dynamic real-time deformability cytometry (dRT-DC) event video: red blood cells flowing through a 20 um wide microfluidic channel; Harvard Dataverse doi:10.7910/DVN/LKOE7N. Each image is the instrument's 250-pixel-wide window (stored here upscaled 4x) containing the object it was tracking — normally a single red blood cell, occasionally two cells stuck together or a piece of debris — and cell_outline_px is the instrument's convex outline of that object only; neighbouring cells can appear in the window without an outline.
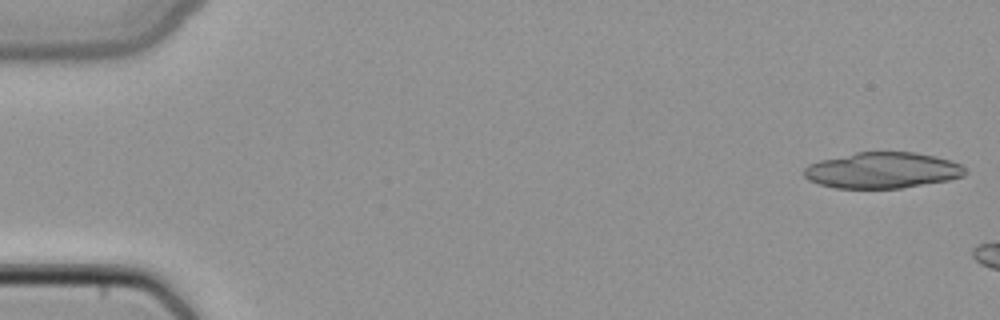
{"species": "common noctule bat (a hibernating species)", "species_latin": "Nyctalus noctula", "temperature_condition": "cold", "stored_images_in_passage": 6, "camera_frame_rate_fps": 3000, "um_per_image_px": 0.085, "animal": {"sex": "female", "body_mass_g": 22.7, "forearm_length_mm": 54.2}, "frame": {"image": 1, "passage_image": 1, "time_ms": 0.0, "image_size_px": [1000, 320], "cell_outline_px": [[968, 172], [964, 176], [948, 180], [900, 188], [836, 188], [820, 184], [808, 180], [804, 176], [804, 168], [808, 164], [820, 160], [856, 152], [916, 152], [936, 156], [952, 160], [960, 164]], "centroid_in_image_um": [75.01, 14.47], "position_along_channel_um": 10.0, "area_um2": 33.87}}